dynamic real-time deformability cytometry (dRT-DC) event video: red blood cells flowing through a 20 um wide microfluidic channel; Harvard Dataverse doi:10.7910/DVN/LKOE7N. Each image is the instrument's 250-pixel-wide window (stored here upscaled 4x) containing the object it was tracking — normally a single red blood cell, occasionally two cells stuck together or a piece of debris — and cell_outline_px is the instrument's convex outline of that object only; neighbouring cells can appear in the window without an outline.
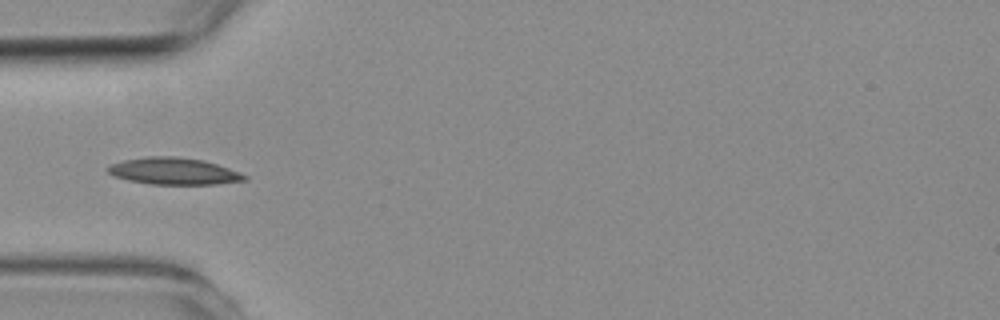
{"species": "common noctule bat (a hibernating species)", "species_latin": "Nyctalus noctula", "temperature_condition": "room temperature", "stored_images_in_passage": 5, "camera_frame_rate_fps": 3000, "um_per_image_px": 0.085, "animal": {"sex": "female", "body_mass_g": 19.3, "forearm_length_mm": 54.1}, "frame": {"image": 1, "passage_image": 5, "time_ms": 4.667, "image_size_px": [1000, 320], "cell_outline_px": [[248, 180], [216, 184], [152, 184], [128, 180], [112, 176], [104, 168], [108, 164], [124, 160], [148, 156], [176, 156], [204, 160], [240, 172], [248, 176]], "centroid_in_image_um": [14.73, 14.54], "position_along_channel_um": 70.3, "area_um2": 21.56}}